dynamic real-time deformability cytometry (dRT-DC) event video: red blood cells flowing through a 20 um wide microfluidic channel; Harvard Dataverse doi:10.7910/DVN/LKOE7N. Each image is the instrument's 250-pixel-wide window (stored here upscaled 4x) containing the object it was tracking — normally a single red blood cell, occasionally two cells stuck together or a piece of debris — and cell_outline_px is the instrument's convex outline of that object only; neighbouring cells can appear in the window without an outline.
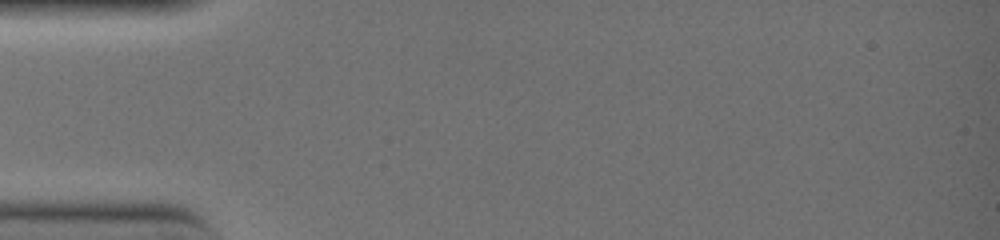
{"species": "common noctule bat (a hibernating species)", "species_latin": "Nyctalus noctula", "temperature_condition": "warm", "stored_images_in_passage": 2, "camera_frame_rate_fps": 3000, "um_per_image_px": 0.085, "animal": {"sex": "female", "body_mass_g": 19.0, "forearm_length_mm": 51.5}, "frame": {"image": 1, "passage_image": 1, "time_ms": 0.0, "image_size_px": [1000, 240], "cell_outline_px": [[156, 164], [136, 168], [72, 168], [36, 164], [36, 160], [80, 156], [156, 152]], "centroid_in_image_um": [8.81, 13.7], "position_along_channel_um": 76.2, "area_um2": 10.06}}